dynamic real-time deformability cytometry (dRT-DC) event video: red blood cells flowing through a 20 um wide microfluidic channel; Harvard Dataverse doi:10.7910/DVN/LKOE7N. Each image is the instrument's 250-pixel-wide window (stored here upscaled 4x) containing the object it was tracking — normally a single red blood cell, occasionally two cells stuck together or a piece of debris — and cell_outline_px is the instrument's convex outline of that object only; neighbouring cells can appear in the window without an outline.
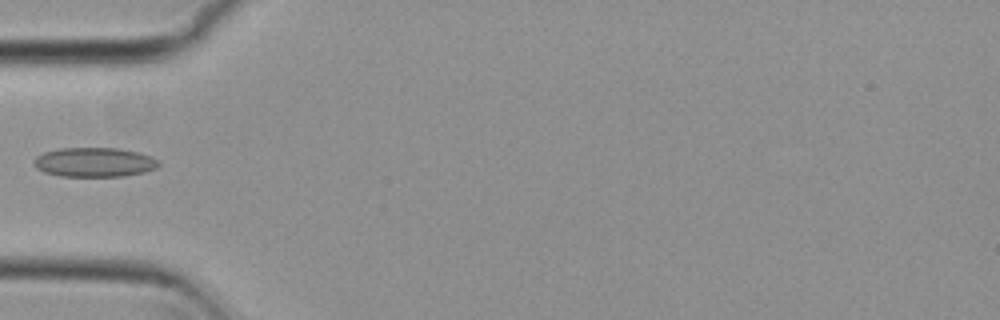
{"species": "common noctule bat (a hibernating species)", "species_latin": "Nyctalus noctula", "temperature_condition": "cold", "stored_images_in_passage": 5, "camera_frame_rate_fps": 3000, "um_per_image_px": 0.085, "animal": {"sex": "female", "body_mass_g": 29.2, "forearm_length_mm": 56.3}, "frame": {"image": 1, "passage_image": 5, "time_ms": 1.333, "image_size_px": [1000, 320], "cell_outline_px": [[160, 164], [156, 168], [144, 172], [124, 176], [60, 176], [44, 172], [36, 168], [36, 156], [44, 152], [60, 148], [116, 148], [140, 152], [156, 160]], "centroid_in_image_um": [8.02, 13.79], "position_along_channel_um": 77.0, "area_um2": 21.15}}